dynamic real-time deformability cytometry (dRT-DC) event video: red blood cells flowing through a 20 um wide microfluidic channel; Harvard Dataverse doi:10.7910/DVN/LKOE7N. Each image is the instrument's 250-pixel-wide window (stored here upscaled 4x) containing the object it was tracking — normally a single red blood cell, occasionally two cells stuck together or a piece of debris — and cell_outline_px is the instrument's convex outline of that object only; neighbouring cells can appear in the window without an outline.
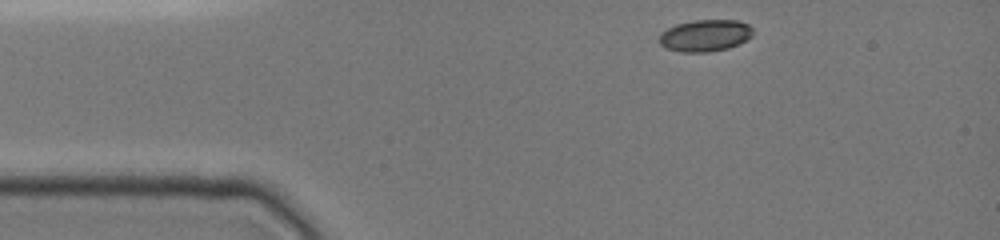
{"species": "common noctule bat (a hibernating species)", "species_latin": "Nyctalus noctula", "temperature_condition": "cold", "stored_images_in_passage": 30, "camera_frame_rate_fps": 3000, "um_per_image_px": 0.085, "animal": {"sex": "female", "body_mass_g": 19.0, "forearm_length_mm": 51.5}, "frame": {"image": 1, "passage_image": 1, "time_ms": 0.0, "image_size_px": [1000, 240], "cell_outline_px": [[752, 36], [728, 48], [708, 52], [680, 52], [664, 48], [660, 44], [660, 32], [676, 24], [692, 20], [736, 20], [748, 24], [752, 28]], "centroid_in_image_um": [59.89, 3.02], "position_along_channel_um": 25.1, "area_um2": 17.34}}
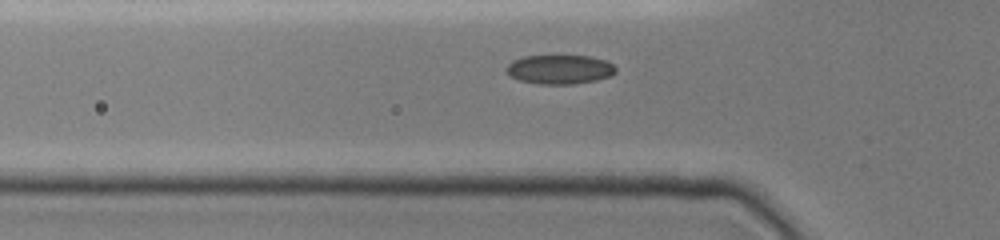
{"frame": {"image": 2, "passage_image": 18, "time_ms": 2.667, "image_size_px": [1000, 240], "cell_outline_px": [[616, 72], [608, 76], [596, 80], [572, 84], [536, 84], [520, 80], [508, 76], [504, 72], [504, 68], [512, 60], [524, 56], [592, 56], [604, 60], [612, 64], [616, 68]], "centroid_in_image_um": [47.5, 5.9], "position_along_channel_um": 78.3, "area_um2": 18.73}}
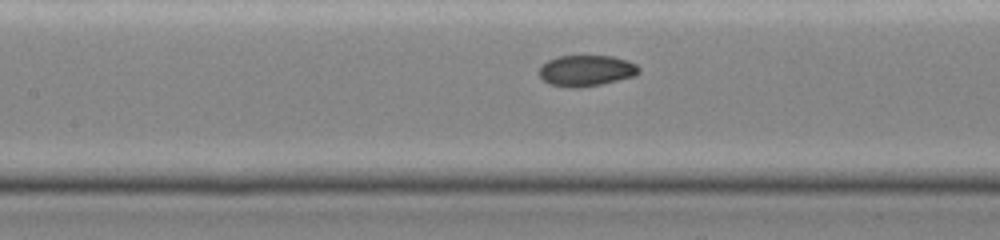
{"frame": {"image": 3, "passage_image": 25, "time_ms": 4.667, "image_size_px": [1000, 240], "cell_outline_px": [[640, 72], [636, 76], [600, 84], [576, 88], [568, 88], [548, 84], [536, 72], [540, 64], [556, 56], [612, 56], [628, 60], [636, 64], [640, 68]], "centroid_in_image_um": [49.79, 6.0], "position_along_channel_um": 157.6, "area_um2": 18.38}}